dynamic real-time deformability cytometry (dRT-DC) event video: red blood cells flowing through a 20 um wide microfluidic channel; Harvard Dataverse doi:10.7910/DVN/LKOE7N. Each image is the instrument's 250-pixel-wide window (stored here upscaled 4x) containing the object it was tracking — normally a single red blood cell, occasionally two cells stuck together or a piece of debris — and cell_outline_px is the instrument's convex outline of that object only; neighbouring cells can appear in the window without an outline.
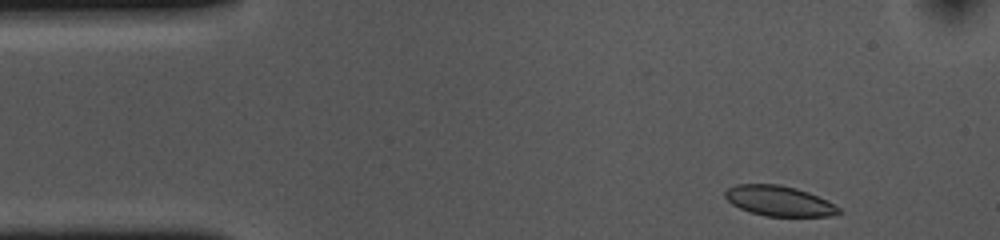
{"species": "common noctule bat (a hibernating species)", "species_latin": "Nyctalus noctula", "temperature_condition": "cold", "stored_images_in_passage": 39, "camera_frame_rate_fps": 3000, "um_per_image_px": 0.085, "animal": {"sex": "female", "body_mass_g": 10.0, "forearm_length_mm": 53.1}, "frame": {"image": 1, "passage_image": 1, "time_ms": 0.0, "image_size_px": [1000, 240], "cell_outline_px": [[840, 212], [832, 216], [764, 216], [740, 208], [732, 204], [724, 196], [724, 192], [728, 188], [736, 184], [780, 184], [796, 188], [808, 192], [828, 200], [840, 208]], "centroid_in_image_um": [66.22, 17.07], "position_along_channel_um": 18.8, "area_um2": 20.0}}
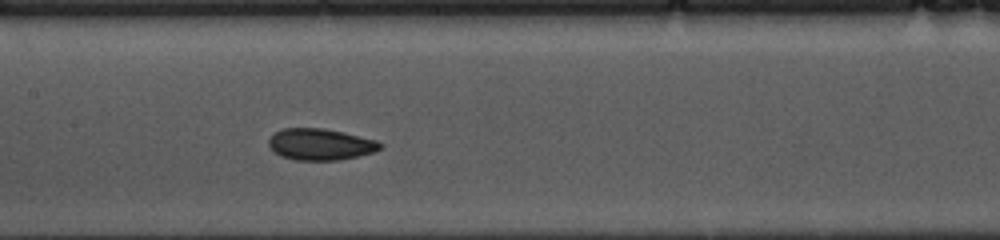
{"frame": {"image": 2, "passage_image": 20, "time_ms": 6.333, "image_size_px": [1000, 240], "cell_outline_px": [[384, 148], [360, 156], [336, 160], [296, 160], [280, 156], [268, 144], [268, 140], [272, 132], [284, 128], [324, 128], [344, 132], [376, 140], [384, 144]], "centroid_in_image_um": [27.24, 12.26], "position_along_channel_um": 180.2, "area_um2": 20.63}}
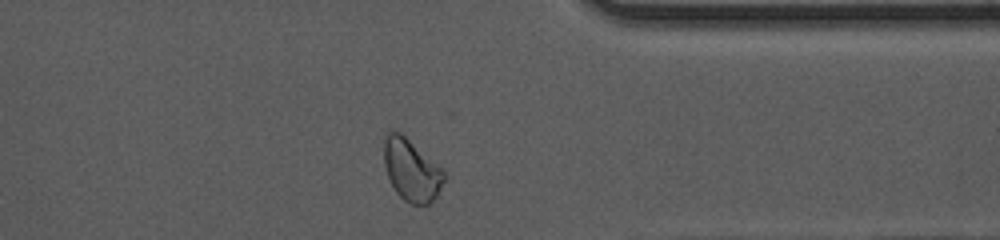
{"frame": {"image": 3, "passage_image": 37, "time_ms": 12.0, "image_size_px": [1000, 240], "cell_outline_px": [[444, 180], [436, 196], [428, 204], [412, 204], [404, 200], [396, 192], [388, 176], [384, 164], [384, 132], [400, 132], [444, 168]], "centroid_in_image_um": [34.97, 14.43], "position_along_channel_um": 376.4, "area_um2": 21.62}, "authors_computed_cell_mechanics": {"area_um2": 20.5768, "velocity_mm_per_s": 3.6449, "shape_relaxation_time_tau1_ms": 4.53, "shape_relaxation_time_tau2_ms": 2.1906, "deformation_change_tau1": 0.1068, "deformation_change_tau2": 0.0661}}